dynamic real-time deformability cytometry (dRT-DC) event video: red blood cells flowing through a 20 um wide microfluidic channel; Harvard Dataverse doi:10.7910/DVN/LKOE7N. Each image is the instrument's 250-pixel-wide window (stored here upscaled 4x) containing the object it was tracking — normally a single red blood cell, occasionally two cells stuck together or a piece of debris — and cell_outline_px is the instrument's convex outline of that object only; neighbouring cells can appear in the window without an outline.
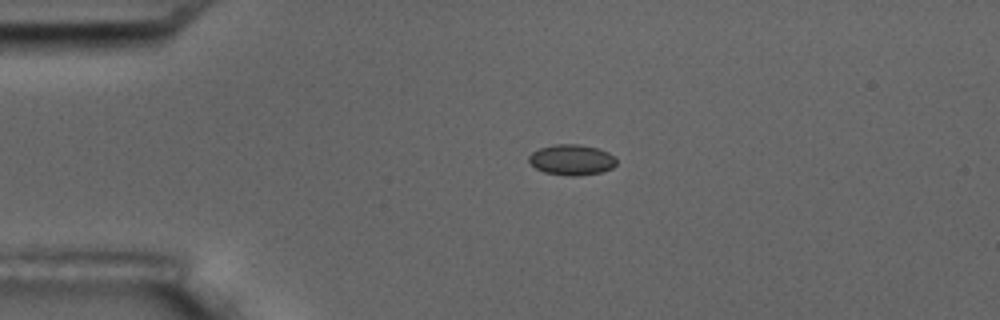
{"species": "common noctule bat (a hibernating species)", "species_latin": "Nyctalus noctula", "temperature_condition": "room temperature", "stored_images_in_passage": 4, "camera_frame_rate_fps": 3000, "um_per_image_px": 0.085, "animal": {"sex": "male", "body_mass_g": 17.5, "forearm_length_mm": 52.3}, "frame": {"image": 1, "passage_image": 2, "time_ms": 2.333, "image_size_px": [1000, 320], "cell_outline_px": [[616, 164], [612, 168], [600, 172], [576, 176], [568, 176], [544, 172], [536, 168], [528, 160], [528, 156], [532, 152], [540, 148], [556, 144], [580, 144], [596, 148], [608, 152], [616, 160]], "centroid_in_image_um": [48.57, 13.58], "position_along_channel_um": 36.4, "area_um2": 15.49}}
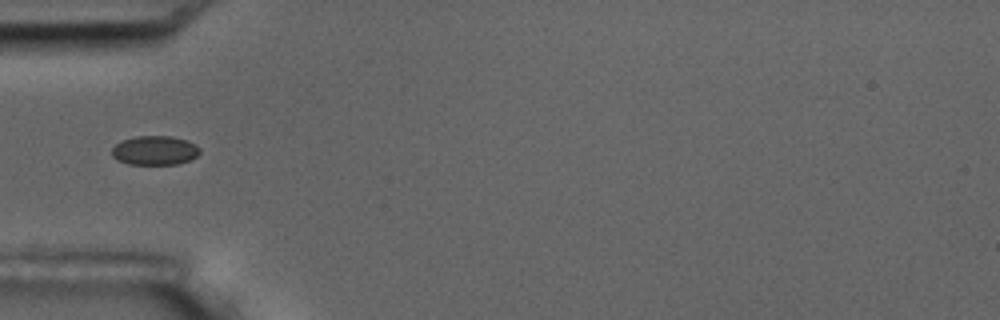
{"frame": {"image": 2, "passage_image": 4, "time_ms": 4.333, "image_size_px": [1000, 320], "cell_outline_px": [[200, 152], [196, 156], [180, 164], [128, 164], [116, 160], [112, 156], [112, 148], [120, 140], [136, 136], [172, 136], [188, 140], [196, 144], [200, 148]], "centroid_in_image_um": [13.15, 12.78], "position_along_channel_um": 71.9, "area_um2": 15.14}}